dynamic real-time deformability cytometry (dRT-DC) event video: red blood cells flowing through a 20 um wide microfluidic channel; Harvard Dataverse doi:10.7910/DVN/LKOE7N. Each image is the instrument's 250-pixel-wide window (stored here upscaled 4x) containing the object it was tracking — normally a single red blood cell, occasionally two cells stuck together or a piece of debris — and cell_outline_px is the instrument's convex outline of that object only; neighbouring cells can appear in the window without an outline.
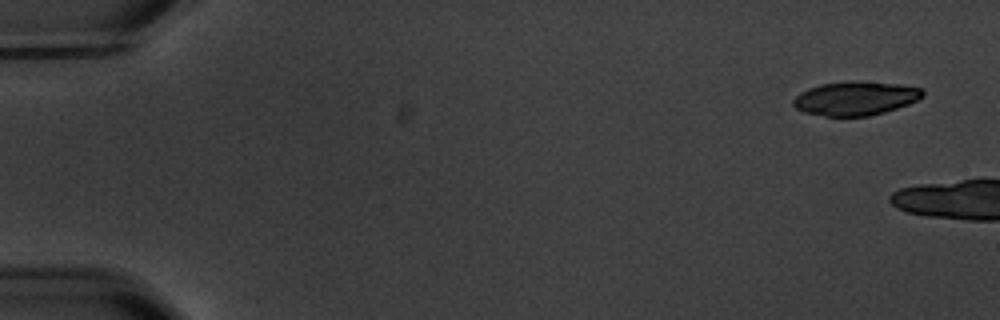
{"species": "common noctule bat (a hibernating species)", "species_latin": "Nyctalus noctula", "temperature_condition": "warm", "stored_images_in_passage": 2, "camera_frame_rate_fps": 3000, "um_per_image_px": 0.085, "animal": {"sex": "male", "body_mass_g": 20.1, "forearm_length_mm": 53.5}, "frame": {"image": 1, "passage_image": 1, "time_ms": 0.0, "image_size_px": [1000, 320], "cell_outline_px": [[924, 96], [908, 104], [884, 112], [868, 116], [824, 116], [804, 112], [796, 108], [792, 104], [792, 100], [800, 92], [808, 88], [820, 84], [904, 84], [920, 88], [924, 92]], "centroid_in_image_um": [72.69, 8.41], "position_along_channel_um": 12.3, "area_um2": 24.51}}